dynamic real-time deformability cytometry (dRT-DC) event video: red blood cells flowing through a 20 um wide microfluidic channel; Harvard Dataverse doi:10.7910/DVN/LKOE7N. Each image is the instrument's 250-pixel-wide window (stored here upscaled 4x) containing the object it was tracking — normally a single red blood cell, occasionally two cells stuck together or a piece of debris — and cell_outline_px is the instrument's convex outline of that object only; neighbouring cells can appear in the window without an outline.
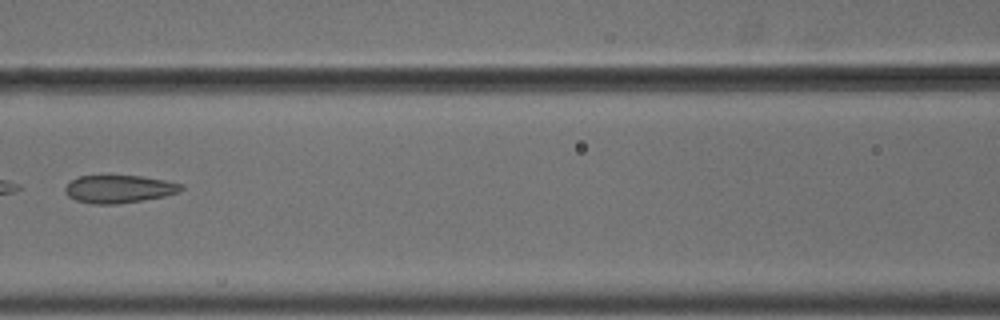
{"species": "common noctule bat (a hibernating species)", "species_latin": "Nyctalus noctula", "temperature_condition": "cold", "stored_images_in_passage": 7, "camera_frame_rate_fps": 3000, "um_per_image_px": 0.085, "animal": {"sex": "male", "body_mass_g": 18.8}, "frame": {"image": 1, "passage_image": 7, "time_ms": 2.0, "image_size_px": [1000, 320], "cell_outline_px": [[184, 188], [180, 192], [164, 196], [144, 200], [116, 204], [96, 204], [76, 200], [68, 196], [64, 192], [64, 188], [72, 180], [80, 176], [140, 176], [164, 180], [184, 184]], "centroid_in_image_um": [10.14, 16.07], "position_along_channel_um": 156.5, "area_um2": 18.73}}